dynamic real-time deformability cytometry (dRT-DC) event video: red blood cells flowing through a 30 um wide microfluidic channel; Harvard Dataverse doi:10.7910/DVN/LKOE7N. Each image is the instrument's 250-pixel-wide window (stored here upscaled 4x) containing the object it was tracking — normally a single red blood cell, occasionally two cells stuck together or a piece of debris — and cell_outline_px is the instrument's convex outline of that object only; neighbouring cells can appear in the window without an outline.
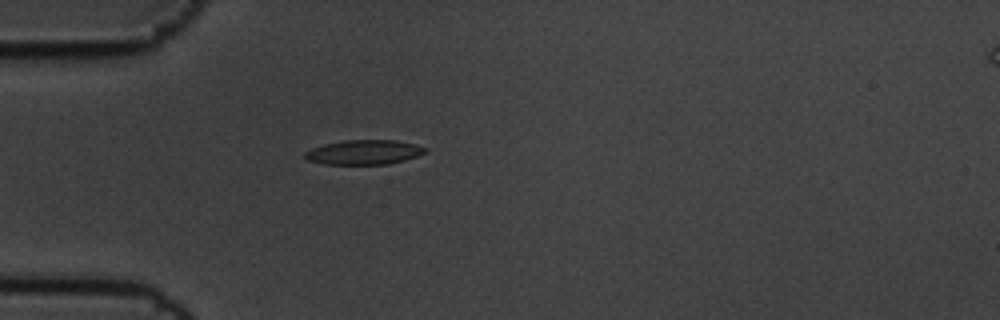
{"species": "common noctule bat (a hibernating species)", "species_latin": "Nyctalus noctula", "temperature_condition": "cold", "stored_images_in_passage": 5, "camera_frame_rate_fps": 3000, "um_per_image_px": 0.085, "animal": {"sex": "male", "body_mass_g": 19.5, "forearm_length_mm": 54.6}, "frame": {"image": 1, "passage_image": 5, "time_ms": 1.333, "image_size_px": [1000, 320], "cell_outline_px": [[428, 152], [404, 160], [388, 164], [324, 164], [308, 160], [304, 156], [304, 152], [312, 148], [324, 144], [344, 140], [396, 140], [416, 144], [428, 148]], "centroid_in_image_um": [30.96, 12.93], "position_along_channel_um": 54.0, "area_um2": 17.28}}